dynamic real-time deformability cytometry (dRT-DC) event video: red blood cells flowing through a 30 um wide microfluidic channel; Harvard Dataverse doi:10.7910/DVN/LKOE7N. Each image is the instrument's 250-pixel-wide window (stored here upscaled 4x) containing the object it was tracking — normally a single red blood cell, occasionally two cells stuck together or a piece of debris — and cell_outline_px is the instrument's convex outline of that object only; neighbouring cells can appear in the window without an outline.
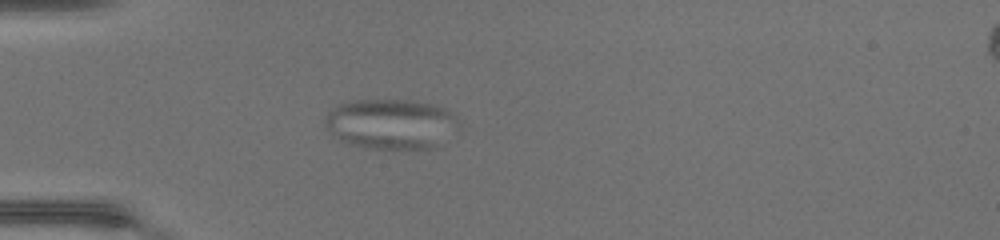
{"species": "common noctule bat (a hibernating species)", "species_latin": "Nyctalus noctula", "temperature_condition": "warm", "stored_images_in_passage": 50, "camera_frame_rate_fps": 3000, "um_per_image_px": 0.085, "animal": {"sex": "female", "body_mass_g": 17.0, "forearm_length_mm": 48.0}, "frame": {"image": 1, "passage_image": 13, "time_ms": 4.0, "image_size_px": [1000, 240], "cell_outline_px": [[448, 116], [436, 148], [376, 148], [352, 144], [344, 140], [332, 132], [324, 124], [328, 116], [336, 108], [344, 104], [360, 100], [396, 100], [428, 104], [444, 108], [448, 112]], "centroid_in_image_um": [33.03, 10.53], "position_along_channel_um": 52.0, "area_um2": 35.43}}
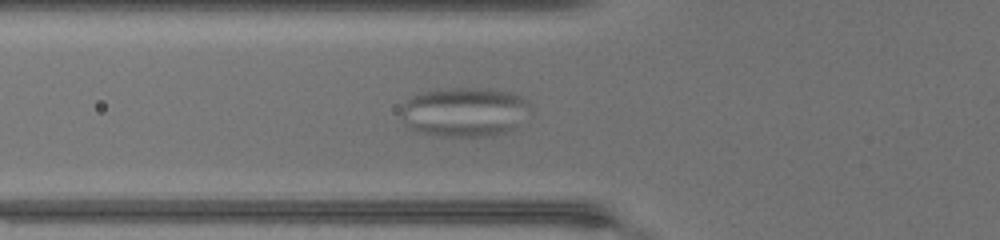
{"frame": {"image": 2, "passage_image": 17, "time_ms": 5.333, "image_size_px": [1000, 240], "cell_outline_px": [[528, 104], [516, 128], [492, 136], [436, 136], [416, 132], [412, 128], [400, 112], [400, 108], [408, 100], [424, 92], [452, 88], [472, 88], [504, 92], [520, 96]], "centroid_in_image_um": [39.43, 9.55], "position_along_channel_um": 86.4, "area_um2": 36.01}}
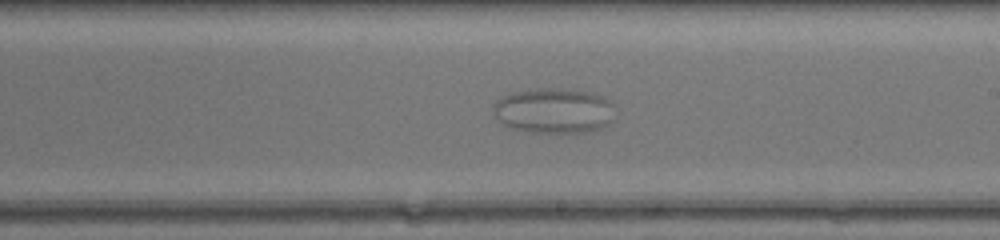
{"frame": {"image": 3, "passage_image": 29, "time_ms": 9.333, "image_size_px": [1000, 240], "cell_outline_px": [[612, 104], [608, 124], [600, 128], [588, 132], [532, 132], [512, 128], [504, 124], [492, 112], [492, 104], [496, 100], [512, 92], [536, 88], [560, 88], [588, 92], [600, 96], [608, 100]], "centroid_in_image_um": [47.0, 9.4], "position_along_channel_um": 242.0, "area_um2": 31.67}}